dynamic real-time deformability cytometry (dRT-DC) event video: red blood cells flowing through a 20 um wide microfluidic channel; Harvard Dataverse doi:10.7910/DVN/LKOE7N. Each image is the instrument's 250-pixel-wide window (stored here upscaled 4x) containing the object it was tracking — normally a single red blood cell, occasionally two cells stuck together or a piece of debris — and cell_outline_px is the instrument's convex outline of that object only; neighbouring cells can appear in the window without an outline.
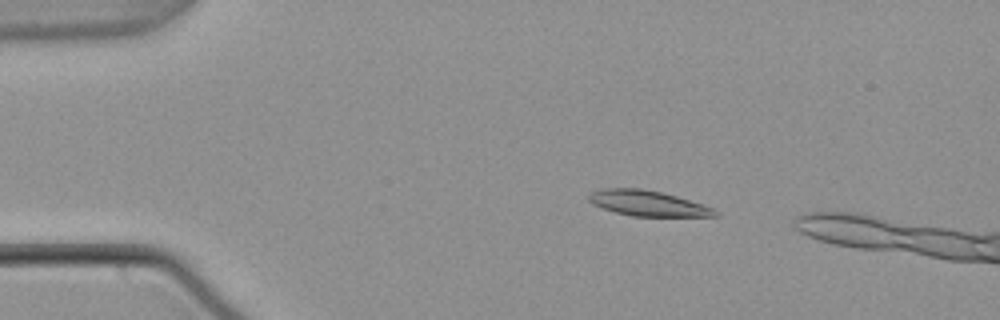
{"species": "common noctule bat (a hibernating species)", "species_latin": "Nyctalus noctula", "temperature_condition": "warm", "stored_images_in_passage": 47, "camera_frame_rate_fps": 3000, "um_per_image_px": 0.085, "animal": {"sex": "male", "body_mass_g": 21.5, "forearm_length_mm": 52.0}, "frame": {"image": 1, "passage_image": 2, "time_ms": 0.333, "image_size_px": [1000, 320], "cell_outline_px": [[720, 216], [632, 216], [616, 212], [592, 204], [588, 200], [588, 192], [600, 188], [640, 188], [660, 192], [676, 196], [712, 208], [720, 212]], "centroid_in_image_um": [55.01, 17.27], "position_along_channel_um": 30.0, "area_um2": 18.61}}
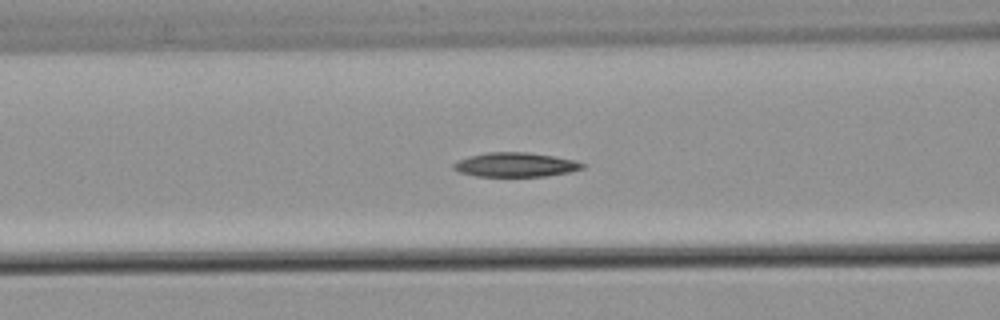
{"frame": {"image": 2, "passage_image": 14, "time_ms": 4.333, "image_size_px": [1000, 320], "cell_outline_px": [[584, 168], [568, 172], [544, 176], [476, 176], [460, 172], [452, 168], [452, 164], [456, 160], [468, 156], [488, 152], [528, 152], [576, 160], [584, 164]], "centroid_in_image_um": [43.77, 13.99], "position_along_channel_um": 122.8, "area_um2": 18.21}}
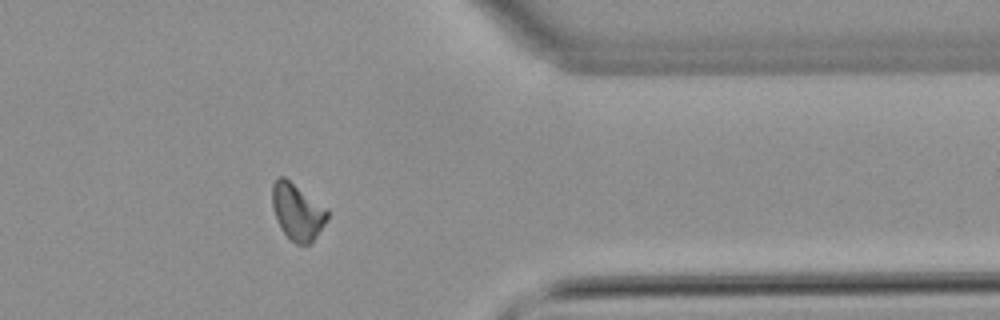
{"frame": {"image": 3, "passage_image": 36, "time_ms": 11.667, "image_size_px": [1000, 320], "cell_outline_px": [[328, 216], [324, 224], [316, 236], [308, 244], [296, 244], [280, 228], [276, 220], [272, 208], [272, 184], [276, 176], [284, 176], [328, 208]], "centroid_in_image_um": [25.25, 17.95], "position_along_channel_um": 386.2, "area_um2": 18.21}, "authors_computed_cell_mechanics": {"area_um2": 18.2648, "velocity_mm_per_s": 3.7894, "shape_relaxation_time_tau1_ms": 7.8802, "shape_relaxation_time_tau2_ms": null, "deformation_change_tau1": 0.1712, "deformation_change_tau2": null}}